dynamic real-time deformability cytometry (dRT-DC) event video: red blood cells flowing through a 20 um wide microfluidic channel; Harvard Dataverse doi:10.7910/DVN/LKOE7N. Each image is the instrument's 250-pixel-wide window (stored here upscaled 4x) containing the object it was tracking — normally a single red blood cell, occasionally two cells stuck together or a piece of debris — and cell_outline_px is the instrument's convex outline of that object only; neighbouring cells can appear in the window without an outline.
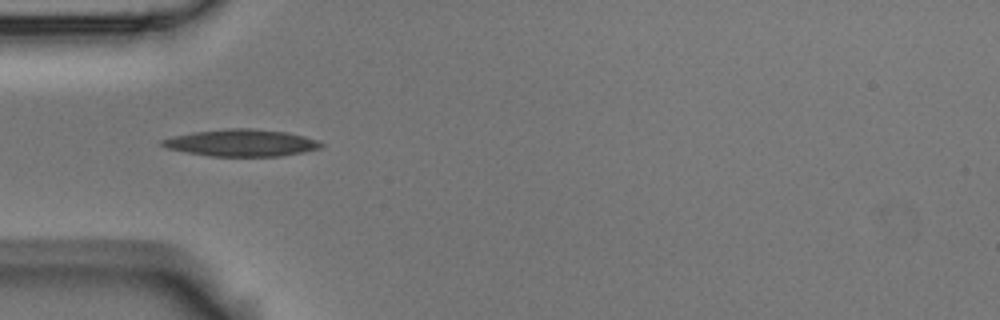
{"species": "Egyptian fruit bat (a non-hibernating species)", "species_latin": "Rousettus aegyptiacus", "temperature_condition": "room temperature", "stored_images_in_passage": 6, "camera_frame_rate_fps": 3000, "um_per_image_px": 0.085, "animal": {"sex": "male"}, "frame": {"image": 1, "passage_image": 5, "time_ms": 1.333, "image_size_px": [1000, 320], "cell_outline_px": [[324, 144], [320, 148], [280, 156], [208, 156], [168, 148], [160, 144], [160, 140], [176, 136], [196, 132], [228, 128], [252, 128], [288, 132], [304, 136], [316, 140]], "centroid_in_image_um": [20.54, 12.14], "position_along_channel_um": 64.5, "area_um2": 24.62}}
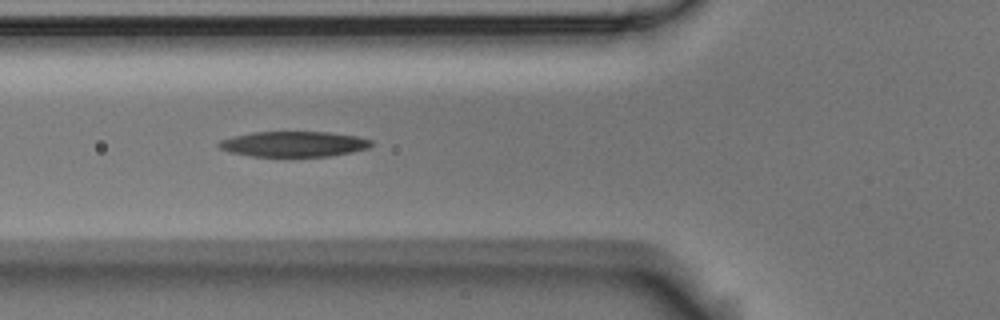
{"frame": {"image": 2, "passage_image": 6, "time_ms": 1.667, "image_size_px": [1000, 320], "cell_outline_px": [[372, 144], [368, 148], [328, 156], [252, 156], [232, 152], [220, 148], [216, 144], [220, 140], [232, 136], [252, 132], [328, 132], [356, 136], [372, 140]], "centroid_in_image_um": [24.93, 12.23], "position_along_channel_um": 100.9, "area_um2": 22.31}}